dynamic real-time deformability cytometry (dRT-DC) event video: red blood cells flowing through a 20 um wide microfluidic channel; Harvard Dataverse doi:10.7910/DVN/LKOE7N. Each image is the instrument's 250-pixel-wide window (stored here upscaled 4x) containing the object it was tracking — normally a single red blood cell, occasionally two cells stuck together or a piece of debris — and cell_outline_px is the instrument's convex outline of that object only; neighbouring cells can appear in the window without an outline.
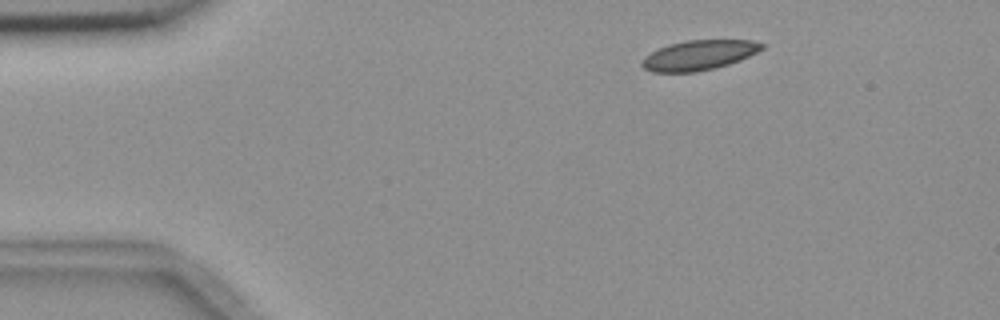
{"species": "common noctule bat (a hibernating species)", "species_latin": "Nyctalus noctula", "temperature_condition": "room temperature", "stored_images_in_passage": 4, "camera_frame_rate_fps": 3000, "um_per_image_px": 0.085, "animal": {"sex": "female", "body_mass_g": 18.4}, "frame": {"image": 1, "passage_image": 2, "time_ms": 1.333, "image_size_px": [1000, 320], "cell_outline_px": [[764, 48], [740, 60], [716, 68], [696, 72], [652, 72], [644, 68], [640, 64], [640, 60], [644, 56], [668, 44], [688, 40], [752, 40], [764, 44]], "centroid_in_image_um": [59.38, 4.69], "position_along_channel_um": 25.6, "area_um2": 20.87}}